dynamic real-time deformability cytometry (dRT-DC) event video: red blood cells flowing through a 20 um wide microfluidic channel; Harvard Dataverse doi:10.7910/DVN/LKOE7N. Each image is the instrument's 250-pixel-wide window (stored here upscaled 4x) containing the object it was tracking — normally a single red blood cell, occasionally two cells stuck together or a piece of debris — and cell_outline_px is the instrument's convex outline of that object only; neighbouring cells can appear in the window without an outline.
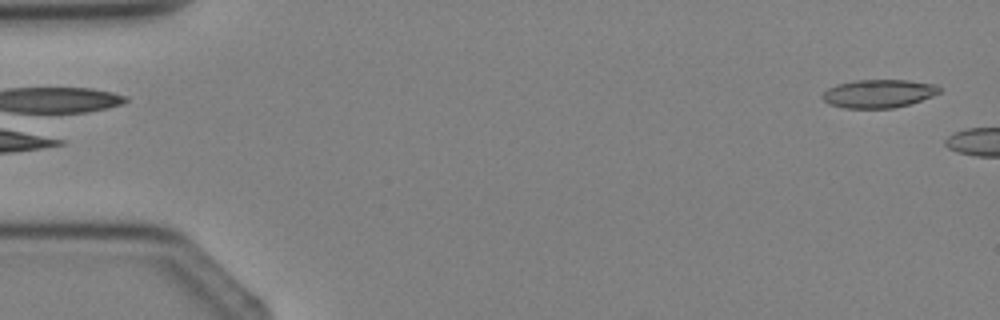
{"species": "Egyptian fruit bat (a non-hibernating species)", "species_latin": "Rousettus aegyptiacus", "temperature_condition": "cold", "stored_images_in_passage": 2, "camera_frame_rate_fps": 3000, "um_per_image_px": 0.085, "animal": {"sex": "female"}, "frame": {"image": 1, "passage_image": 2, "time_ms": 1.0, "image_size_px": [1000, 320], "cell_outline_px": [[940, 92], [932, 96], [908, 104], [892, 108], [844, 108], [828, 104], [820, 96], [828, 88], [836, 84], [856, 80], [908, 80], [936, 84], [940, 88]], "centroid_in_image_um": [74.65, 7.95], "position_along_channel_um": 10.4, "area_um2": 19.25}}